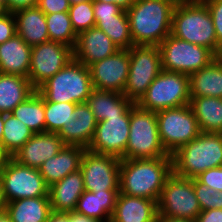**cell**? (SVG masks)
I'll use <instances>...</instances> for the list:
<instances>
[{"instance_id":"obj_1","label":"cell","mask_w":222,"mask_h":222,"mask_svg":"<svg viewBox=\"0 0 222 222\" xmlns=\"http://www.w3.org/2000/svg\"><path fill=\"white\" fill-rule=\"evenodd\" d=\"M172 173L171 156L121 159L119 193L158 202L165 182Z\"/></svg>"},{"instance_id":"obj_2","label":"cell","mask_w":222,"mask_h":222,"mask_svg":"<svg viewBox=\"0 0 222 222\" xmlns=\"http://www.w3.org/2000/svg\"><path fill=\"white\" fill-rule=\"evenodd\" d=\"M173 0H136L126 11L133 45H159L171 34Z\"/></svg>"},{"instance_id":"obj_3","label":"cell","mask_w":222,"mask_h":222,"mask_svg":"<svg viewBox=\"0 0 222 222\" xmlns=\"http://www.w3.org/2000/svg\"><path fill=\"white\" fill-rule=\"evenodd\" d=\"M171 35L201 45L214 54L218 51V40L212 17L202 0L177 3L171 23Z\"/></svg>"},{"instance_id":"obj_4","label":"cell","mask_w":222,"mask_h":222,"mask_svg":"<svg viewBox=\"0 0 222 222\" xmlns=\"http://www.w3.org/2000/svg\"><path fill=\"white\" fill-rule=\"evenodd\" d=\"M171 157L173 173L190 179L208 169L222 166V133L201 132Z\"/></svg>"},{"instance_id":"obj_5","label":"cell","mask_w":222,"mask_h":222,"mask_svg":"<svg viewBox=\"0 0 222 222\" xmlns=\"http://www.w3.org/2000/svg\"><path fill=\"white\" fill-rule=\"evenodd\" d=\"M93 89L89 67L73 58L36 91L43 97L44 102L78 104L86 103Z\"/></svg>"},{"instance_id":"obj_6","label":"cell","mask_w":222,"mask_h":222,"mask_svg":"<svg viewBox=\"0 0 222 222\" xmlns=\"http://www.w3.org/2000/svg\"><path fill=\"white\" fill-rule=\"evenodd\" d=\"M171 156L163 148L156 112L144 110L136 103L130 109V128L126 159L160 158Z\"/></svg>"},{"instance_id":"obj_7","label":"cell","mask_w":222,"mask_h":222,"mask_svg":"<svg viewBox=\"0 0 222 222\" xmlns=\"http://www.w3.org/2000/svg\"><path fill=\"white\" fill-rule=\"evenodd\" d=\"M136 104L154 112L190 104L189 75L162 70Z\"/></svg>"},{"instance_id":"obj_8","label":"cell","mask_w":222,"mask_h":222,"mask_svg":"<svg viewBox=\"0 0 222 222\" xmlns=\"http://www.w3.org/2000/svg\"><path fill=\"white\" fill-rule=\"evenodd\" d=\"M130 69L123 94L137 103L162 71L158 45H134L129 49Z\"/></svg>"},{"instance_id":"obj_9","label":"cell","mask_w":222,"mask_h":222,"mask_svg":"<svg viewBox=\"0 0 222 222\" xmlns=\"http://www.w3.org/2000/svg\"><path fill=\"white\" fill-rule=\"evenodd\" d=\"M162 70L191 75L208 66L215 54L208 48L192 44L169 34L159 45Z\"/></svg>"},{"instance_id":"obj_10","label":"cell","mask_w":222,"mask_h":222,"mask_svg":"<svg viewBox=\"0 0 222 222\" xmlns=\"http://www.w3.org/2000/svg\"><path fill=\"white\" fill-rule=\"evenodd\" d=\"M156 117L161 144L170 155L201 133L190 104L157 111Z\"/></svg>"},{"instance_id":"obj_11","label":"cell","mask_w":222,"mask_h":222,"mask_svg":"<svg viewBox=\"0 0 222 222\" xmlns=\"http://www.w3.org/2000/svg\"><path fill=\"white\" fill-rule=\"evenodd\" d=\"M157 211V216L196 221L202 210L193 187V179L172 173L161 191Z\"/></svg>"},{"instance_id":"obj_12","label":"cell","mask_w":222,"mask_h":222,"mask_svg":"<svg viewBox=\"0 0 222 222\" xmlns=\"http://www.w3.org/2000/svg\"><path fill=\"white\" fill-rule=\"evenodd\" d=\"M0 182L5 203L23 198L49 197V186L39 169L22 165L12 157L0 170Z\"/></svg>"},{"instance_id":"obj_13","label":"cell","mask_w":222,"mask_h":222,"mask_svg":"<svg viewBox=\"0 0 222 222\" xmlns=\"http://www.w3.org/2000/svg\"><path fill=\"white\" fill-rule=\"evenodd\" d=\"M120 162L116 156L86 149L80 163L85 191L119 190Z\"/></svg>"},{"instance_id":"obj_14","label":"cell","mask_w":222,"mask_h":222,"mask_svg":"<svg viewBox=\"0 0 222 222\" xmlns=\"http://www.w3.org/2000/svg\"><path fill=\"white\" fill-rule=\"evenodd\" d=\"M73 59V48L62 43L47 41L31 48L28 79L37 89Z\"/></svg>"},{"instance_id":"obj_15","label":"cell","mask_w":222,"mask_h":222,"mask_svg":"<svg viewBox=\"0 0 222 222\" xmlns=\"http://www.w3.org/2000/svg\"><path fill=\"white\" fill-rule=\"evenodd\" d=\"M130 128V110L125 115L108 117L97 122L88 151L126 159Z\"/></svg>"},{"instance_id":"obj_16","label":"cell","mask_w":222,"mask_h":222,"mask_svg":"<svg viewBox=\"0 0 222 222\" xmlns=\"http://www.w3.org/2000/svg\"><path fill=\"white\" fill-rule=\"evenodd\" d=\"M88 67L94 89L123 93L130 69L129 49H120Z\"/></svg>"},{"instance_id":"obj_17","label":"cell","mask_w":222,"mask_h":222,"mask_svg":"<svg viewBox=\"0 0 222 222\" xmlns=\"http://www.w3.org/2000/svg\"><path fill=\"white\" fill-rule=\"evenodd\" d=\"M65 145L58 133H36L13 154L12 158L22 165L39 169L46 160L57 155Z\"/></svg>"},{"instance_id":"obj_18","label":"cell","mask_w":222,"mask_h":222,"mask_svg":"<svg viewBox=\"0 0 222 222\" xmlns=\"http://www.w3.org/2000/svg\"><path fill=\"white\" fill-rule=\"evenodd\" d=\"M120 50L112 40L97 27H92L77 35L73 58L85 66L114 55Z\"/></svg>"},{"instance_id":"obj_19","label":"cell","mask_w":222,"mask_h":222,"mask_svg":"<svg viewBox=\"0 0 222 222\" xmlns=\"http://www.w3.org/2000/svg\"><path fill=\"white\" fill-rule=\"evenodd\" d=\"M97 121L87 103H78L58 135L66 145L89 147Z\"/></svg>"},{"instance_id":"obj_20","label":"cell","mask_w":222,"mask_h":222,"mask_svg":"<svg viewBox=\"0 0 222 222\" xmlns=\"http://www.w3.org/2000/svg\"><path fill=\"white\" fill-rule=\"evenodd\" d=\"M86 148L80 145H65L57 155L46 160L39 172L50 187L68 174L80 169L82 156Z\"/></svg>"},{"instance_id":"obj_21","label":"cell","mask_w":222,"mask_h":222,"mask_svg":"<svg viewBox=\"0 0 222 222\" xmlns=\"http://www.w3.org/2000/svg\"><path fill=\"white\" fill-rule=\"evenodd\" d=\"M84 191L83 175L80 169L68 174L49 187V198L52 211L63 213L74 211Z\"/></svg>"},{"instance_id":"obj_22","label":"cell","mask_w":222,"mask_h":222,"mask_svg":"<svg viewBox=\"0 0 222 222\" xmlns=\"http://www.w3.org/2000/svg\"><path fill=\"white\" fill-rule=\"evenodd\" d=\"M157 202L119 193L110 222H156Z\"/></svg>"},{"instance_id":"obj_23","label":"cell","mask_w":222,"mask_h":222,"mask_svg":"<svg viewBox=\"0 0 222 222\" xmlns=\"http://www.w3.org/2000/svg\"><path fill=\"white\" fill-rule=\"evenodd\" d=\"M31 48L17 34L0 44V73L28 77Z\"/></svg>"},{"instance_id":"obj_24","label":"cell","mask_w":222,"mask_h":222,"mask_svg":"<svg viewBox=\"0 0 222 222\" xmlns=\"http://www.w3.org/2000/svg\"><path fill=\"white\" fill-rule=\"evenodd\" d=\"M16 19V30L29 46L50 41L45 13L38 7L18 10L13 13Z\"/></svg>"},{"instance_id":"obj_25","label":"cell","mask_w":222,"mask_h":222,"mask_svg":"<svg viewBox=\"0 0 222 222\" xmlns=\"http://www.w3.org/2000/svg\"><path fill=\"white\" fill-rule=\"evenodd\" d=\"M118 194L119 190L84 191L74 211L103 222H110Z\"/></svg>"},{"instance_id":"obj_26","label":"cell","mask_w":222,"mask_h":222,"mask_svg":"<svg viewBox=\"0 0 222 222\" xmlns=\"http://www.w3.org/2000/svg\"><path fill=\"white\" fill-rule=\"evenodd\" d=\"M97 122L108 117L125 115L135 104L123 93L93 89L86 100Z\"/></svg>"},{"instance_id":"obj_27","label":"cell","mask_w":222,"mask_h":222,"mask_svg":"<svg viewBox=\"0 0 222 222\" xmlns=\"http://www.w3.org/2000/svg\"><path fill=\"white\" fill-rule=\"evenodd\" d=\"M12 222H46L52 212L49 197L23 198L5 204Z\"/></svg>"},{"instance_id":"obj_28","label":"cell","mask_w":222,"mask_h":222,"mask_svg":"<svg viewBox=\"0 0 222 222\" xmlns=\"http://www.w3.org/2000/svg\"><path fill=\"white\" fill-rule=\"evenodd\" d=\"M190 97L222 98V63L214 59L189 75Z\"/></svg>"},{"instance_id":"obj_29","label":"cell","mask_w":222,"mask_h":222,"mask_svg":"<svg viewBox=\"0 0 222 222\" xmlns=\"http://www.w3.org/2000/svg\"><path fill=\"white\" fill-rule=\"evenodd\" d=\"M34 91L28 77L0 73V113H11Z\"/></svg>"},{"instance_id":"obj_30","label":"cell","mask_w":222,"mask_h":222,"mask_svg":"<svg viewBox=\"0 0 222 222\" xmlns=\"http://www.w3.org/2000/svg\"><path fill=\"white\" fill-rule=\"evenodd\" d=\"M190 106L203 133H222V98L190 97Z\"/></svg>"},{"instance_id":"obj_31","label":"cell","mask_w":222,"mask_h":222,"mask_svg":"<svg viewBox=\"0 0 222 222\" xmlns=\"http://www.w3.org/2000/svg\"><path fill=\"white\" fill-rule=\"evenodd\" d=\"M11 113L34 134L45 132V102L37 91L18 104Z\"/></svg>"},{"instance_id":"obj_32","label":"cell","mask_w":222,"mask_h":222,"mask_svg":"<svg viewBox=\"0 0 222 222\" xmlns=\"http://www.w3.org/2000/svg\"><path fill=\"white\" fill-rule=\"evenodd\" d=\"M95 27L102 30L119 49H130L134 46L129 19L124 10L113 18L95 19Z\"/></svg>"},{"instance_id":"obj_33","label":"cell","mask_w":222,"mask_h":222,"mask_svg":"<svg viewBox=\"0 0 222 222\" xmlns=\"http://www.w3.org/2000/svg\"><path fill=\"white\" fill-rule=\"evenodd\" d=\"M30 130L22 121L17 119L12 113L4 114L3 125V147L12 157L32 136Z\"/></svg>"},{"instance_id":"obj_34","label":"cell","mask_w":222,"mask_h":222,"mask_svg":"<svg viewBox=\"0 0 222 222\" xmlns=\"http://www.w3.org/2000/svg\"><path fill=\"white\" fill-rule=\"evenodd\" d=\"M50 41L75 47L77 34L75 33L68 12L45 14Z\"/></svg>"},{"instance_id":"obj_35","label":"cell","mask_w":222,"mask_h":222,"mask_svg":"<svg viewBox=\"0 0 222 222\" xmlns=\"http://www.w3.org/2000/svg\"><path fill=\"white\" fill-rule=\"evenodd\" d=\"M76 103L45 102V132L59 133L74 112Z\"/></svg>"},{"instance_id":"obj_36","label":"cell","mask_w":222,"mask_h":222,"mask_svg":"<svg viewBox=\"0 0 222 222\" xmlns=\"http://www.w3.org/2000/svg\"><path fill=\"white\" fill-rule=\"evenodd\" d=\"M68 13L72 27L77 35L95 27L93 0L70 5Z\"/></svg>"},{"instance_id":"obj_37","label":"cell","mask_w":222,"mask_h":222,"mask_svg":"<svg viewBox=\"0 0 222 222\" xmlns=\"http://www.w3.org/2000/svg\"><path fill=\"white\" fill-rule=\"evenodd\" d=\"M193 187L202 211L222 209V191H216L193 179Z\"/></svg>"},{"instance_id":"obj_38","label":"cell","mask_w":222,"mask_h":222,"mask_svg":"<svg viewBox=\"0 0 222 222\" xmlns=\"http://www.w3.org/2000/svg\"><path fill=\"white\" fill-rule=\"evenodd\" d=\"M202 1L206 4L212 17L219 48V45L222 43V0Z\"/></svg>"},{"instance_id":"obj_39","label":"cell","mask_w":222,"mask_h":222,"mask_svg":"<svg viewBox=\"0 0 222 222\" xmlns=\"http://www.w3.org/2000/svg\"><path fill=\"white\" fill-rule=\"evenodd\" d=\"M196 179L216 191H222V166L202 172Z\"/></svg>"},{"instance_id":"obj_40","label":"cell","mask_w":222,"mask_h":222,"mask_svg":"<svg viewBox=\"0 0 222 222\" xmlns=\"http://www.w3.org/2000/svg\"><path fill=\"white\" fill-rule=\"evenodd\" d=\"M46 222H103V221L87 217L75 211L68 213L52 211Z\"/></svg>"},{"instance_id":"obj_41","label":"cell","mask_w":222,"mask_h":222,"mask_svg":"<svg viewBox=\"0 0 222 222\" xmlns=\"http://www.w3.org/2000/svg\"><path fill=\"white\" fill-rule=\"evenodd\" d=\"M122 9L113 3L93 0V14L95 19H108L118 15Z\"/></svg>"},{"instance_id":"obj_42","label":"cell","mask_w":222,"mask_h":222,"mask_svg":"<svg viewBox=\"0 0 222 222\" xmlns=\"http://www.w3.org/2000/svg\"><path fill=\"white\" fill-rule=\"evenodd\" d=\"M17 34L16 19L13 13H7L0 17V44Z\"/></svg>"},{"instance_id":"obj_43","label":"cell","mask_w":222,"mask_h":222,"mask_svg":"<svg viewBox=\"0 0 222 222\" xmlns=\"http://www.w3.org/2000/svg\"><path fill=\"white\" fill-rule=\"evenodd\" d=\"M45 14L68 12L69 0H38L37 5Z\"/></svg>"},{"instance_id":"obj_44","label":"cell","mask_w":222,"mask_h":222,"mask_svg":"<svg viewBox=\"0 0 222 222\" xmlns=\"http://www.w3.org/2000/svg\"><path fill=\"white\" fill-rule=\"evenodd\" d=\"M196 222H222V209L201 211Z\"/></svg>"},{"instance_id":"obj_45","label":"cell","mask_w":222,"mask_h":222,"mask_svg":"<svg viewBox=\"0 0 222 222\" xmlns=\"http://www.w3.org/2000/svg\"><path fill=\"white\" fill-rule=\"evenodd\" d=\"M38 5V0H9L6 5L8 12L14 13L18 10L31 8Z\"/></svg>"},{"instance_id":"obj_46","label":"cell","mask_w":222,"mask_h":222,"mask_svg":"<svg viewBox=\"0 0 222 222\" xmlns=\"http://www.w3.org/2000/svg\"><path fill=\"white\" fill-rule=\"evenodd\" d=\"M95 1L117 4L122 10L127 11L135 3L136 0H95Z\"/></svg>"},{"instance_id":"obj_47","label":"cell","mask_w":222,"mask_h":222,"mask_svg":"<svg viewBox=\"0 0 222 222\" xmlns=\"http://www.w3.org/2000/svg\"><path fill=\"white\" fill-rule=\"evenodd\" d=\"M156 222H196V221L184 218L157 216Z\"/></svg>"},{"instance_id":"obj_48","label":"cell","mask_w":222,"mask_h":222,"mask_svg":"<svg viewBox=\"0 0 222 222\" xmlns=\"http://www.w3.org/2000/svg\"><path fill=\"white\" fill-rule=\"evenodd\" d=\"M10 157L11 156L4 150L3 144H0V170L6 165Z\"/></svg>"},{"instance_id":"obj_49","label":"cell","mask_w":222,"mask_h":222,"mask_svg":"<svg viewBox=\"0 0 222 222\" xmlns=\"http://www.w3.org/2000/svg\"><path fill=\"white\" fill-rule=\"evenodd\" d=\"M3 125H4V113H0V144H3Z\"/></svg>"},{"instance_id":"obj_50","label":"cell","mask_w":222,"mask_h":222,"mask_svg":"<svg viewBox=\"0 0 222 222\" xmlns=\"http://www.w3.org/2000/svg\"><path fill=\"white\" fill-rule=\"evenodd\" d=\"M0 222H12L6 211L0 212Z\"/></svg>"},{"instance_id":"obj_51","label":"cell","mask_w":222,"mask_h":222,"mask_svg":"<svg viewBox=\"0 0 222 222\" xmlns=\"http://www.w3.org/2000/svg\"><path fill=\"white\" fill-rule=\"evenodd\" d=\"M8 12L6 4L0 0V17L6 15Z\"/></svg>"},{"instance_id":"obj_52","label":"cell","mask_w":222,"mask_h":222,"mask_svg":"<svg viewBox=\"0 0 222 222\" xmlns=\"http://www.w3.org/2000/svg\"><path fill=\"white\" fill-rule=\"evenodd\" d=\"M5 201L3 199L2 195V187H1V182H0V212L5 211Z\"/></svg>"},{"instance_id":"obj_53","label":"cell","mask_w":222,"mask_h":222,"mask_svg":"<svg viewBox=\"0 0 222 222\" xmlns=\"http://www.w3.org/2000/svg\"><path fill=\"white\" fill-rule=\"evenodd\" d=\"M215 59L222 63V43L219 45L218 51L215 54Z\"/></svg>"},{"instance_id":"obj_54","label":"cell","mask_w":222,"mask_h":222,"mask_svg":"<svg viewBox=\"0 0 222 222\" xmlns=\"http://www.w3.org/2000/svg\"><path fill=\"white\" fill-rule=\"evenodd\" d=\"M86 1H89V0H69V3H70V5H74V4L82 3V2H86Z\"/></svg>"},{"instance_id":"obj_55","label":"cell","mask_w":222,"mask_h":222,"mask_svg":"<svg viewBox=\"0 0 222 222\" xmlns=\"http://www.w3.org/2000/svg\"><path fill=\"white\" fill-rule=\"evenodd\" d=\"M175 1L176 3H181V2H188V1H191V0H173Z\"/></svg>"},{"instance_id":"obj_56","label":"cell","mask_w":222,"mask_h":222,"mask_svg":"<svg viewBox=\"0 0 222 222\" xmlns=\"http://www.w3.org/2000/svg\"><path fill=\"white\" fill-rule=\"evenodd\" d=\"M3 3H5L6 5L9 3V0H1Z\"/></svg>"}]
</instances>
